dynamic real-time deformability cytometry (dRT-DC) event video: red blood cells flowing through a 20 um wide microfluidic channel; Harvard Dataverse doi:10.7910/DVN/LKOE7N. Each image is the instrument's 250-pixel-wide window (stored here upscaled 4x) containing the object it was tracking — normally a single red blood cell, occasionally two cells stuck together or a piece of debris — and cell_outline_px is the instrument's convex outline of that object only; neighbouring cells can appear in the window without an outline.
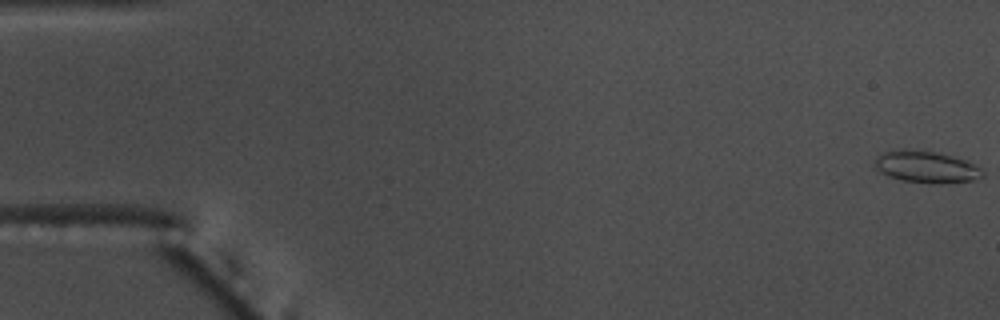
{"species": "common noctule bat (a hibernating species)", "species_latin": "Nyctalus noctula", "temperature_condition": "warm", "stored_images_in_passage": 56, "camera_frame_rate_fps": 3000, "um_per_image_px": 0.085, "animal": {"sex": "male", "body_mass_g": 17.5, "forearm_length_mm": 52.3}, "frame": {"image": 1, "passage_image": 1, "time_ms": 0.0, "image_size_px": [1000, 320], "cell_outline_px": [[984, 176], [972, 180], [904, 180], [888, 176], [880, 172], [876, 168], [876, 156], [884, 152], [900, 148], [908, 148], [936, 152], [968, 160], [980, 168], [984, 172]], "centroid_in_image_um": [78.69, 14.1], "position_along_channel_um": 6.3, "area_um2": 19.07}}
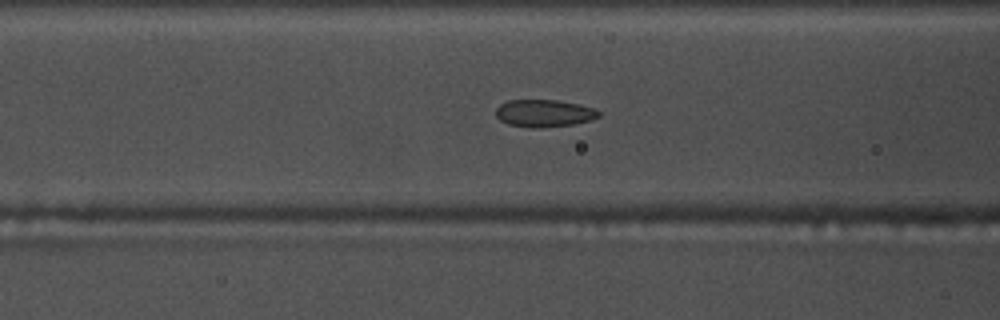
{"frame": {"image": 2, "passage_image": 23, "time_ms": 7.333, "image_size_px": [1000, 320], "cell_outline_px": [[600, 116], [592, 120], [572, 124], [540, 128], [536, 128], [508, 124], [500, 120], [496, 116], [496, 108], [500, 104], [508, 100], [556, 100], [580, 104], [596, 108], [600, 112]], "centroid_in_image_um": [46.27, 9.62], "position_along_channel_um": 120.3, "area_um2": 16.47}}
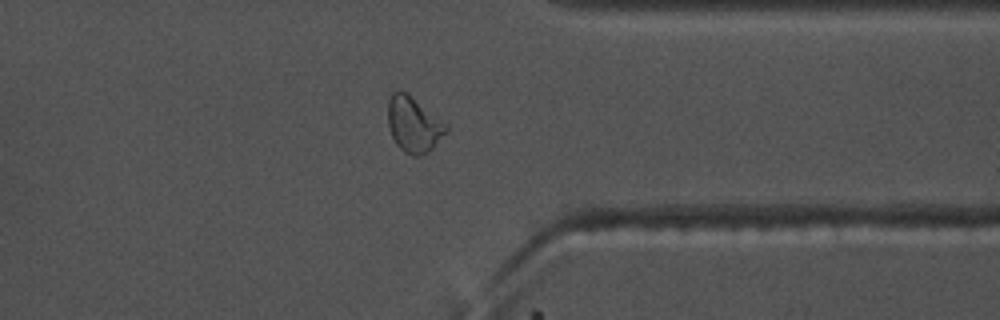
{"frame": {"image": 3, "passage_image": 44, "time_ms": 14.333, "image_size_px": [1000, 320], "cell_outline_px": [[448, 132], [428, 152], [420, 156], [412, 156], [404, 152], [396, 144], [392, 136], [388, 124], [388, 100], [392, 92], [400, 88], [408, 92], [448, 124]], "centroid_in_image_um": [35.17, 10.55], "position_along_channel_um": 376.2, "area_um2": 19.31}, "authors_computed_cell_mechanics": {"area_um2": 17.5423, "velocity_mm_per_s": 3.7282, "shape_relaxation_time_tau1_ms": null, "shape_relaxation_time_tau2_ms": 1.5533, "deformation_change_tau1": null, "deformation_change_tau2": 0.0599}}